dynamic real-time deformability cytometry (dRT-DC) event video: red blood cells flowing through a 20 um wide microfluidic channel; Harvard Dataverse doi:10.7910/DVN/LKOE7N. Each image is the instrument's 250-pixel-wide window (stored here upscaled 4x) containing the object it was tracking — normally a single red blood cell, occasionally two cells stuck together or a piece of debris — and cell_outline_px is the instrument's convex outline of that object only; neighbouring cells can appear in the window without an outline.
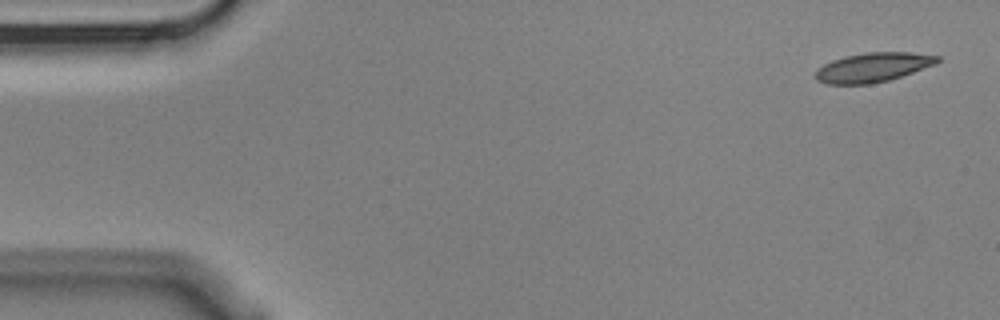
{"species": "Egyptian fruit bat (a non-hibernating species)", "species_latin": "Rousettus aegyptiacus", "temperature_condition": "cold", "stored_images_in_passage": 5, "camera_frame_rate_fps": 3000, "um_per_image_px": 0.085, "animal": {"sex": "male"}, "frame": {"image": 1, "passage_image": 1, "time_ms": 0.0, "image_size_px": [1000, 320], "cell_outline_px": [[940, 60], [936, 64], [888, 80], [872, 84], [828, 84], [816, 80], [816, 68], [832, 60], [844, 56], [864, 52], [908, 52], [940, 56]], "centroid_in_image_um": [74.17, 5.72], "position_along_channel_um": 10.8, "area_um2": 20.81}}
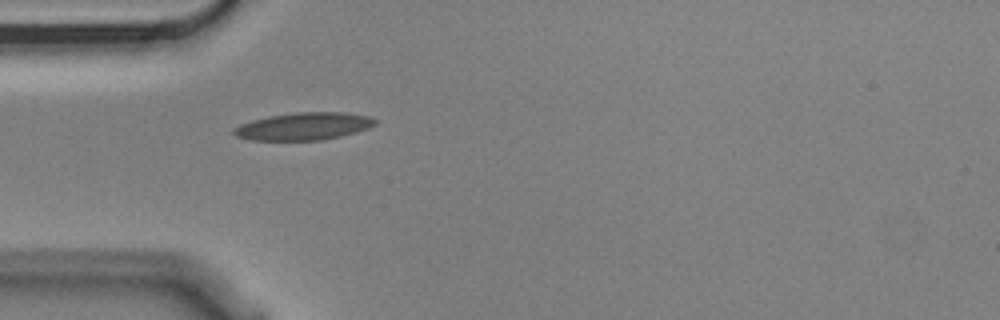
{"frame": {"image": 2, "passage_image": 5, "time_ms": 1.333, "image_size_px": [1000, 320], "cell_outline_px": [[376, 124], [368, 128], [356, 132], [340, 136], [320, 140], [252, 140], [236, 136], [232, 132], [232, 128], [240, 124], [252, 120], [268, 116], [296, 112], [344, 112], [368, 116], [376, 120]], "centroid_in_image_um": [25.79, 10.73], "position_along_channel_um": 59.2, "area_um2": 22.6}}